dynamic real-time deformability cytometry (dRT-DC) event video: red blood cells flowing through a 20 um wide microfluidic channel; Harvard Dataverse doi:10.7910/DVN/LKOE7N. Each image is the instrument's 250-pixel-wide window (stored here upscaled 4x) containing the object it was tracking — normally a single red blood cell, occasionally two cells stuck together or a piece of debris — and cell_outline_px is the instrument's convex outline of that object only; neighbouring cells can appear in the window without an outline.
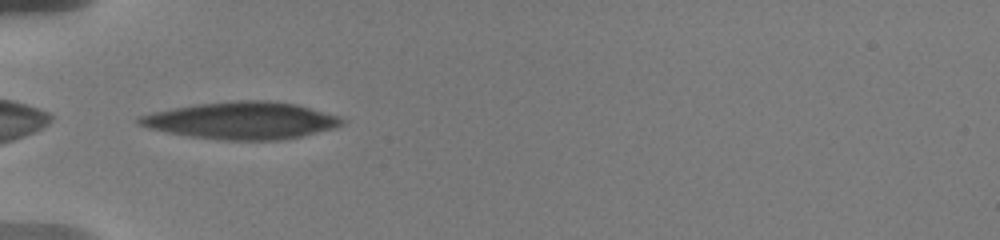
{"species": "human", "species_latin": "Homo sapiens", "temperature_condition": "warm", "stored_images_in_passage": 10, "camera_frame_rate_fps": 3000, "um_per_image_px": 0.085, "donor": {"sex": "male"}, "frame": {"image": 1, "passage_image": 9, "time_ms": 5.667, "image_size_px": [1000, 240], "cell_outline_px": [[348, 120], [344, 124], [332, 128], [284, 140], [228, 140], [192, 136], [168, 132], [152, 128], [140, 124], [136, 120], [136, 116], [152, 112], [172, 108], [196, 104], [236, 100], [268, 100], [296, 104], [340, 116]], "centroid_in_image_um": [20.58, 10.23], "position_along_channel_um": 64.4, "area_um2": 43.7}}
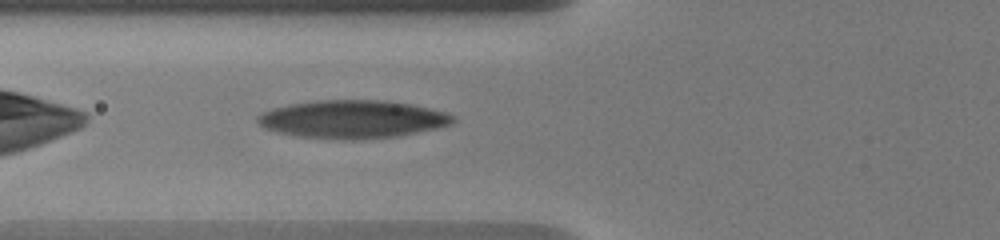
{"frame": {"image": 2, "passage_image": 10, "time_ms": 6.667, "image_size_px": [1000, 240], "cell_outline_px": [[456, 120], [452, 124], [436, 128], [396, 136], [352, 140], [344, 140], [296, 136], [276, 132], [264, 128], [256, 120], [256, 116], [272, 108], [288, 104], [316, 100], [384, 100], [412, 104], [444, 112], [456, 116]], "centroid_in_image_um": [29.94, 10.13], "position_along_channel_um": 95.9, "area_um2": 43.41}}